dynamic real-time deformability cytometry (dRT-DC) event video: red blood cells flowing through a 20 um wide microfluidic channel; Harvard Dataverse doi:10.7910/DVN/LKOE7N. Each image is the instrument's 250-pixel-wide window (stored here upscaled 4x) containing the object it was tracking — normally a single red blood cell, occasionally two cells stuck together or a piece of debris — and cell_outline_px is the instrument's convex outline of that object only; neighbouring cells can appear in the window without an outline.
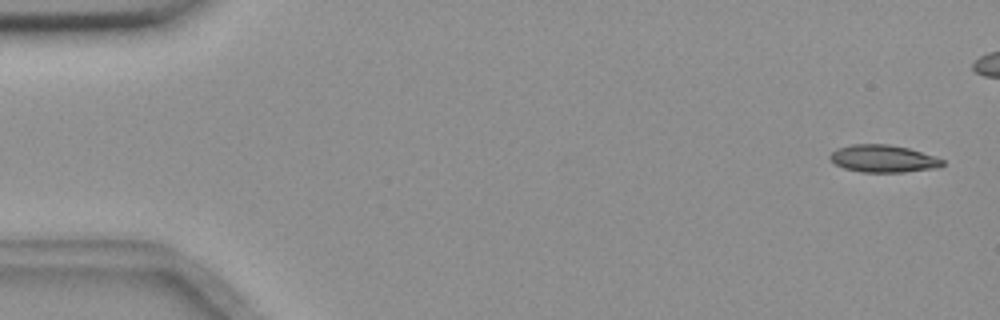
{"species": "common noctule bat (a hibernating species)", "species_latin": "Nyctalus noctula", "temperature_condition": "room temperature", "stored_images_in_passage": 5, "camera_frame_rate_fps": 3000, "um_per_image_px": 0.085, "animal": {"sex": "female", "body_mass_g": 18.4}, "frame": {"image": 1, "passage_image": 1, "time_ms": 0.0, "image_size_px": [1000, 320], "cell_outline_px": [[944, 164], [936, 168], [904, 172], [860, 172], [844, 168], [836, 164], [828, 156], [836, 148], [852, 144], [888, 144], [908, 148], [936, 156], [944, 160]], "centroid_in_image_um": [75.08, 13.48], "position_along_channel_um": 9.9, "area_um2": 17.98}}